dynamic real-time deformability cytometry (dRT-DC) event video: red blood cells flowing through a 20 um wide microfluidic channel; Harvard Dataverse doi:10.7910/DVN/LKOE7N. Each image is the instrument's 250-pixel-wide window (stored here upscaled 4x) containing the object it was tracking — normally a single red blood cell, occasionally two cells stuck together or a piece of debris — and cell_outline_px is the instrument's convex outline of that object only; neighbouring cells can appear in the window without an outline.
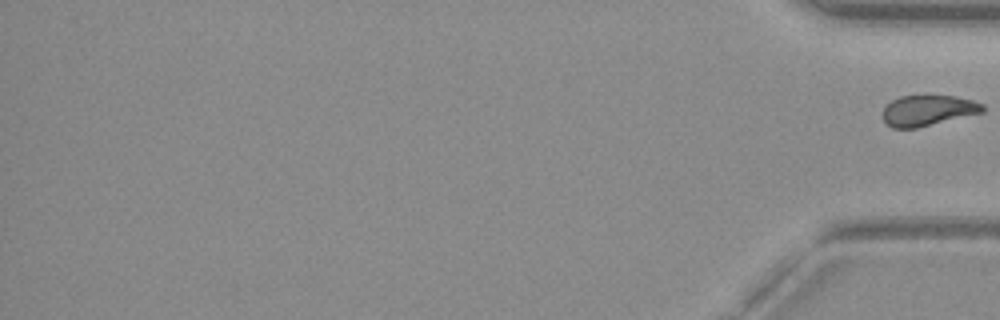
{"species": "common noctule bat (a hibernating species)", "species_latin": "Nyctalus noctula", "temperature_condition": "warm", "stored_images_in_passage": 17, "segment_of_instrument_passage": [2, 2], "camera_frame_rate_fps": 3000, "um_per_image_px": 0.085, "animal": {"sex": "female", "body_mass_g": 19.3, "forearm_length_mm": 54.1}, "frame": {"image": 1, "passage_image": 17, "time_ms": 21.333, "image_size_px": [1000, 320], "cell_outline_px": [[984, 112], [916, 128], [892, 128], [884, 120], [884, 108], [892, 100], [900, 96], [924, 92], [928, 92], [956, 96], [972, 100], [984, 104]], "centroid_in_image_um": [78.9, 9.32], "position_along_channel_um": 356.3, "area_um2": 18.5}}